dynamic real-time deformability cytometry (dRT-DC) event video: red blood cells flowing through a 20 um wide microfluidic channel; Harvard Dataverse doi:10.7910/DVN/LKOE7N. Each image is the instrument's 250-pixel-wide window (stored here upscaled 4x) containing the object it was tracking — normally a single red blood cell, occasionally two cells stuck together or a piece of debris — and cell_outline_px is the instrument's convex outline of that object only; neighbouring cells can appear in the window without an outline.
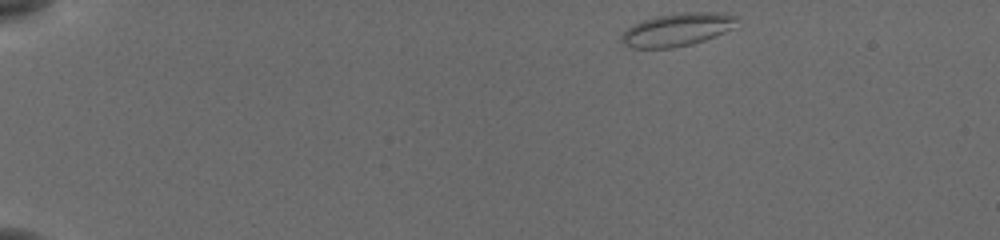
{"species": "common noctule bat (a hibernating species)", "species_latin": "Nyctalus noctula", "temperature_condition": "cold", "stored_images_in_passage": 47, "camera_frame_rate_fps": 3000, "um_per_image_px": 0.085, "animal": {"sex": "female", "body_mass_g": 19.5, "forearm_length_mm": 54.1}, "frame": {"image": 1, "passage_image": 1, "time_ms": 0.0, "image_size_px": [1000, 240], "cell_outline_px": [[736, 28], [704, 40], [692, 44], [672, 48], [632, 48], [624, 44], [620, 40], [620, 36], [632, 24], [656, 16], [680, 12], [716, 12], [736, 16]], "centroid_in_image_um": [57.56, 2.52], "position_along_channel_um": 27.4, "area_um2": 22.25}}
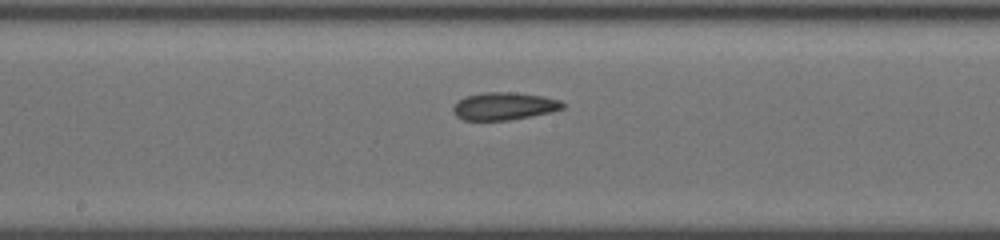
{"frame": {"image": 2, "passage_image": 23, "time_ms": 7.333, "image_size_px": [1000, 240], "cell_outline_px": [[564, 108], [552, 112], [532, 116], [508, 120], [464, 120], [456, 116], [452, 112], [452, 108], [464, 96], [484, 92], [512, 92], [544, 96], [560, 100], [564, 104]], "centroid_in_image_um": [42.85, 9.02], "position_along_channel_um": 205.3, "area_um2": 17.69}}
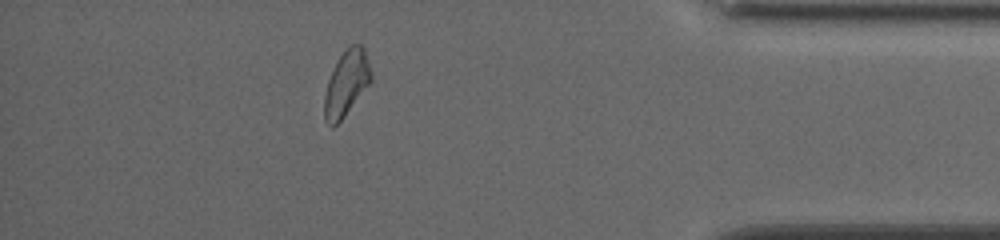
{"frame": {"image": 3, "passage_image": 41, "time_ms": 13.333, "image_size_px": [1000, 240], "cell_outline_px": [[372, 80], [344, 116], [332, 128], [324, 120], [324, 96], [328, 80], [340, 56], [352, 44], [360, 44], [364, 48], [372, 76]], "centroid_in_image_um": [29.43, 7.11], "position_along_channel_um": 405.8, "area_um2": 17.34}, "authors_computed_cell_mechanics": {"area_um2": 17.8024, "velocity_mm_per_s": 3.8488, "shape_relaxation_time_tau1_ms": null, "shape_relaxation_time_tau2_ms": 5.1054, "deformation_change_tau1": null, "deformation_change_tau2": 0.1176}}